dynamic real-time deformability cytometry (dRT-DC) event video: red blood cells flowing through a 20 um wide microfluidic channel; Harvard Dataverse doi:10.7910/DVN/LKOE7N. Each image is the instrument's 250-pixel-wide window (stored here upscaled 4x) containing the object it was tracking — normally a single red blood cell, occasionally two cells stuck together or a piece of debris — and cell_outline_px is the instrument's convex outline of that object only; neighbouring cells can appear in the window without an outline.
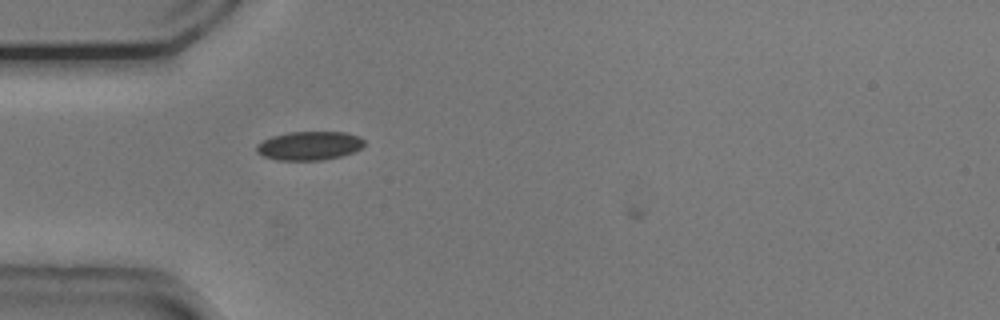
{"species": "common noctule bat (a hibernating species)", "species_latin": "Nyctalus noctula", "temperature_condition": "cold", "stored_images_in_passage": 5, "camera_frame_rate_fps": 3000, "um_per_image_px": 0.085, "animal": {"sex": "male", "body_mass_g": 20.5, "forearm_length_mm": 52.5}, "frame": {"image": 1, "passage_image": 1, "time_ms": 0.0, "image_size_px": [1000, 320], "cell_outline_px": [[364, 144], [360, 148], [352, 152], [340, 156], [324, 160], [276, 160], [264, 156], [256, 152], [256, 144], [272, 136], [288, 132], [344, 132], [360, 136], [364, 140]], "centroid_in_image_um": [26.28, 12.38], "position_along_channel_um": 58.7, "area_um2": 18.03}}